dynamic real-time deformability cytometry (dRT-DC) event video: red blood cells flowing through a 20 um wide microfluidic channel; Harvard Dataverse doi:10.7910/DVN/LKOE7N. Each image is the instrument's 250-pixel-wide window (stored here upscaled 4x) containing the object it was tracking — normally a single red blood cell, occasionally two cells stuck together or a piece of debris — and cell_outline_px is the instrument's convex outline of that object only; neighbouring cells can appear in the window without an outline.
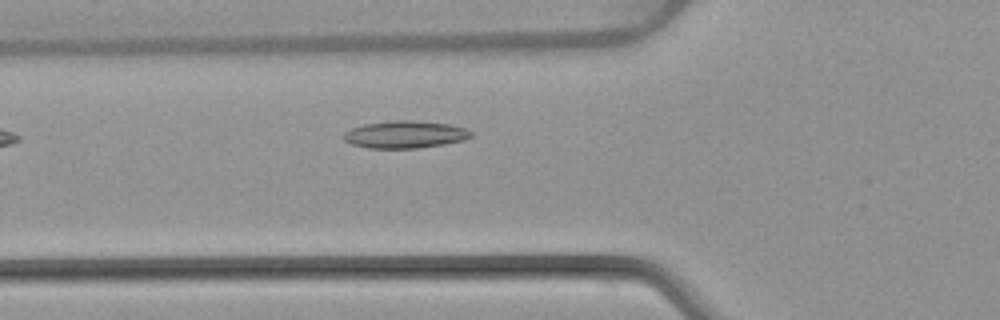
{"species": "common noctule bat (a hibernating species)", "species_latin": "Nyctalus noctula", "temperature_condition": "warm", "stored_images_in_passage": 4, "camera_frame_rate_fps": 3000, "um_per_image_px": 0.085, "animal": {"sex": "female", "body_mass_g": 22.7, "forearm_length_mm": 54.2}, "frame": {"image": 1, "passage_image": 4, "time_ms": 3.667, "image_size_px": [1000, 320], "cell_outline_px": [[472, 136], [464, 140], [444, 144], [416, 148], [368, 148], [352, 144], [344, 140], [344, 132], [352, 128], [364, 124], [396, 120], [412, 120], [448, 124], [464, 128], [472, 132]], "centroid_in_image_um": [34.42, 11.43], "position_along_channel_um": 91.4, "area_um2": 20.11}}